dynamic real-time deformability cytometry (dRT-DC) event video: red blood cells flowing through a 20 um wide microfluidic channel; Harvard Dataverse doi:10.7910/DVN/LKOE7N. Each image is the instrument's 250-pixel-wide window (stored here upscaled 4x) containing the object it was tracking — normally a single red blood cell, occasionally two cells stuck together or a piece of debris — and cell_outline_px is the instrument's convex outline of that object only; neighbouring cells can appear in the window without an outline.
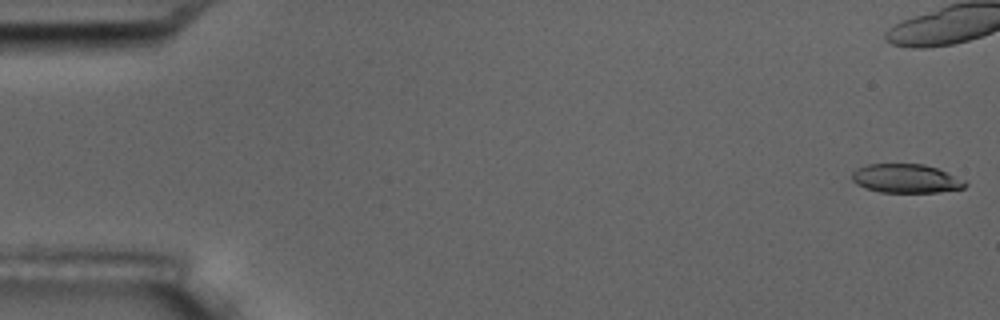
{"species": "common noctule bat (a hibernating species)", "species_latin": "Nyctalus noctula", "temperature_condition": "room temperature", "stored_images_in_passage": 6, "camera_frame_rate_fps": 3000, "um_per_image_px": 0.085, "animal": {"sex": "male", "body_mass_g": 17.5, "forearm_length_mm": 52.3}, "frame": {"image": 1, "passage_image": 1, "time_ms": 0.0, "image_size_px": [1000, 320], "cell_outline_px": [[968, 184], [964, 188], [936, 192], [880, 192], [856, 184], [852, 180], [852, 172], [856, 168], [868, 164], [924, 164], [936, 168], [964, 180]], "centroid_in_image_um": [76.99, 15.17], "position_along_channel_um": 8.0, "area_um2": 18.84}}